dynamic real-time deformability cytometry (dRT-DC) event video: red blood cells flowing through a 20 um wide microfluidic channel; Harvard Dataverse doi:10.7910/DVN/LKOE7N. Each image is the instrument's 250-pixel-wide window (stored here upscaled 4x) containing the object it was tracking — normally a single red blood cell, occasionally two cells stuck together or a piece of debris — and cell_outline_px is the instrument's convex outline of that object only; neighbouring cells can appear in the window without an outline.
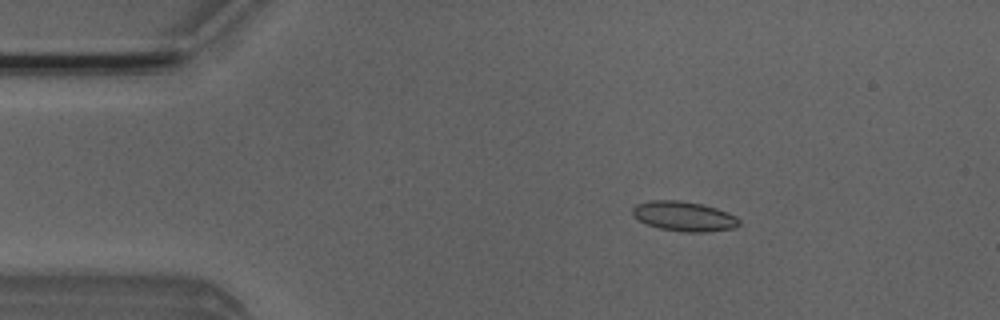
{"species": "Egyptian fruit bat (a non-hibernating species)", "species_latin": "Rousettus aegyptiacus", "temperature_condition": "room temperature", "stored_images_in_passage": 7, "camera_frame_rate_fps": 3000, "um_per_image_px": 0.085, "animal": {"sex": "male"}, "frame": {"image": 1, "passage_image": 1, "time_ms": 0.0, "image_size_px": [1000, 320], "cell_outline_px": [[740, 224], [736, 228], [708, 232], [684, 232], [660, 228], [648, 224], [632, 216], [632, 208], [636, 204], [652, 200], [680, 200], [700, 204], [716, 208], [728, 212], [736, 216], [740, 220]], "centroid_in_image_um": [58.16, 18.39], "position_along_channel_um": 26.8, "area_um2": 18.55}}
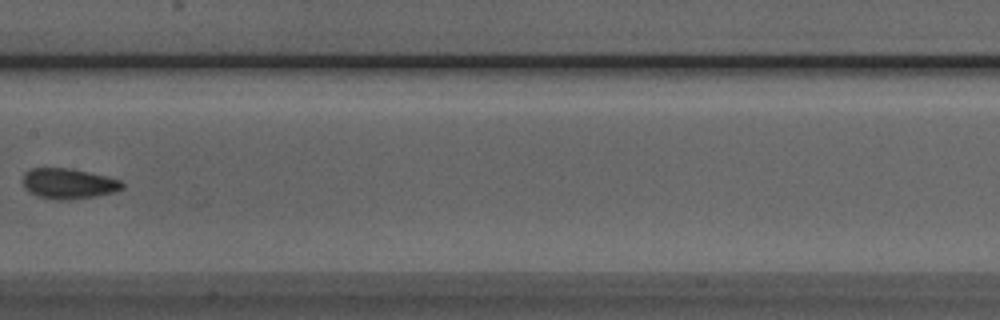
{"frame": {"image": 2, "passage_image": 6, "time_ms": 1.667, "image_size_px": [1000, 320], "cell_outline_px": [[124, 188], [116, 192], [96, 196], [68, 200], [56, 200], [36, 196], [28, 192], [24, 188], [20, 180], [24, 172], [32, 168], [68, 168], [108, 176], [120, 180], [124, 184]], "centroid_in_image_um": [5.78, 15.61], "position_along_channel_um": 201.6, "area_um2": 18.03}}
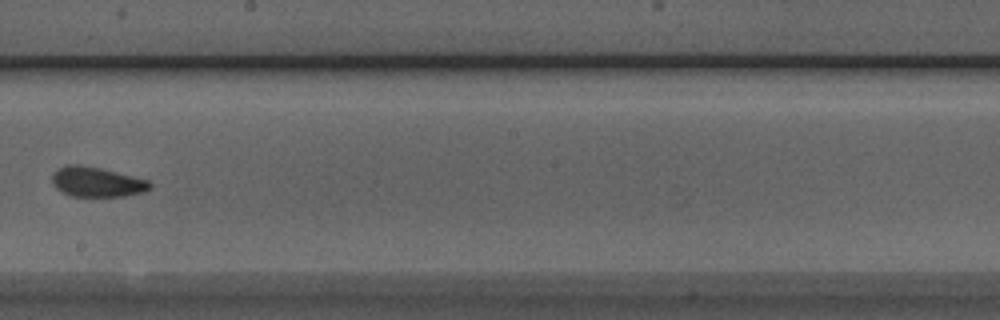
{"frame": {"image": 3, "passage_image": 7, "time_ms": 2.0, "image_size_px": [1000, 320], "cell_outline_px": [[152, 188], [144, 192], [124, 196], [72, 196], [56, 188], [52, 184], [52, 176], [60, 168], [68, 164], [80, 164], [100, 168], [148, 180], [152, 184]], "centroid_in_image_um": [8.25, 15.47], "position_along_channel_um": 239.9, "area_um2": 16.88}}